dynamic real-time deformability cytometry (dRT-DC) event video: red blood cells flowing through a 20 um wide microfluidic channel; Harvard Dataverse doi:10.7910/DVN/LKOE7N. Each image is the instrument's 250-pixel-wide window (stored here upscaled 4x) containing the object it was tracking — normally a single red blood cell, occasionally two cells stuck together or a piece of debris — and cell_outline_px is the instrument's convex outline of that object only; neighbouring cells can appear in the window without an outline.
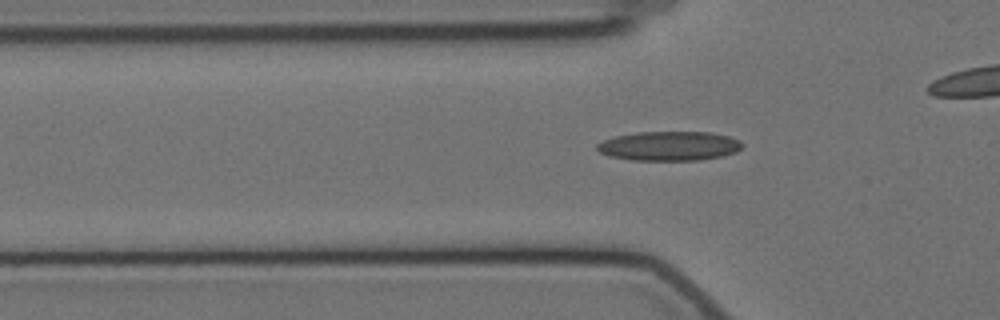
{"species": "Egyptian fruit bat (a non-hibernating species)", "species_latin": "Rousettus aegyptiacus", "temperature_condition": "cold", "stored_images_in_passage": 5, "camera_frame_rate_fps": 3000, "um_per_image_px": 0.085, "animal": {"sex": "female"}, "frame": {"image": 1, "passage_image": 2, "time_ms": 0.333, "image_size_px": [1000, 320], "cell_outline_px": [[744, 144], [736, 152], [720, 156], [700, 160], [632, 160], [608, 156], [600, 152], [596, 148], [596, 144], [604, 140], [616, 136], [636, 132], [708, 132], [728, 136], [740, 140]], "centroid_in_image_um": [56.87, 12.41], "position_along_channel_um": 68.9, "area_um2": 24.8}}